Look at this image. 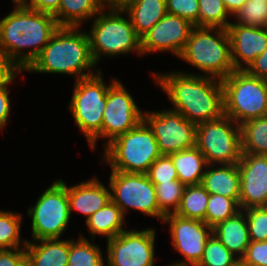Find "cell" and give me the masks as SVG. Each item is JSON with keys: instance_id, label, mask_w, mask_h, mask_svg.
I'll use <instances>...</instances> for the list:
<instances>
[{"instance_id": "1", "label": "cell", "mask_w": 267, "mask_h": 266, "mask_svg": "<svg viewBox=\"0 0 267 266\" xmlns=\"http://www.w3.org/2000/svg\"><path fill=\"white\" fill-rule=\"evenodd\" d=\"M152 73V74H151ZM156 86L168 96L171 109L196 125L224 114L222 81L181 70L150 72Z\"/></svg>"}, {"instance_id": "2", "label": "cell", "mask_w": 267, "mask_h": 266, "mask_svg": "<svg viewBox=\"0 0 267 266\" xmlns=\"http://www.w3.org/2000/svg\"><path fill=\"white\" fill-rule=\"evenodd\" d=\"M12 4L13 10L0 19V51L25 71L60 26L51 13L28 9L18 1Z\"/></svg>"}, {"instance_id": "3", "label": "cell", "mask_w": 267, "mask_h": 266, "mask_svg": "<svg viewBox=\"0 0 267 266\" xmlns=\"http://www.w3.org/2000/svg\"><path fill=\"white\" fill-rule=\"evenodd\" d=\"M85 28L59 27L37 58L24 71L36 74L74 76V80L96 74L90 40Z\"/></svg>"}, {"instance_id": "4", "label": "cell", "mask_w": 267, "mask_h": 266, "mask_svg": "<svg viewBox=\"0 0 267 266\" xmlns=\"http://www.w3.org/2000/svg\"><path fill=\"white\" fill-rule=\"evenodd\" d=\"M87 31L90 51L98 66L102 57L116 58L130 53L143 57L141 38L122 8L104 7L90 22Z\"/></svg>"}, {"instance_id": "5", "label": "cell", "mask_w": 267, "mask_h": 266, "mask_svg": "<svg viewBox=\"0 0 267 266\" xmlns=\"http://www.w3.org/2000/svg\"><path fill=\"white\" fill-rule=\"evenodd\" d=\"M178 58L198 69V73L189 74L222 80L235 71L229 35L224 28L194 26Z\"/></svg>"}, {"instance_id": "6", "label": "cell", "mask_w": 267, "mask_h": 266, "mask_svg": "<svg viewBox=\"0 0 267 266\" xmlns=\"http://www.w3.org/2000/svg\"><path fill=\"white\" fill-rule=\"evenodd\" d=\"M74 81L68 109L73 116L76 127L87 140L91 151H95L99 139L103 113L105 111L109 86L117 79L105 83L103 71Z\"/></svg>"}, {"instance_id": "7", "label": "cell", "mask_w": 267, "mask_h": 266, "mask_svg": "<svg viewBox=\"0 0 267 266\" xmlns=\"http://www.w3.org/2000/svg\"><path fill=\"white\" fill-rule=\"evenodd\" d=\"M101 153L100 163L109 165L110 170L142 174L162 155L152 130L143 120L114 139Z\"/></svg>"}, {"instance_id": "8", "label": "cell", "mask_w": 267, "mask_h": 266, "mask_svg": "<svg viewBox=\"0 0 267 266\" xmlns=\"http://www.w3.org/2000/svg\"><path fill=\"white\" fill-rule=\"evenodd\" d=\"M224 114L241 125L267 116V80L235 70L222 79Z\"/></svg>"}, {"instance_id": "9", "label": "cell", "mask_w": 267, "mask_h": 266, "mask_svg": "<svg viewBox=\"0 0 267 266\" xmlns=\"http://www.w3.org/2000/svg\"><path fill=\"white\" fill-rule=\"evenodd\" d=\"M27 208L31 220V240L61 238L71 223L67 184L57 178Z\"/></svg>"}, {"instance_id": "10", "label": "cell", "mask_w": 267, "mask_h": 266, "mask_svg": "<svg viewBox=\"0 0 267 266\" xmlns=\"http://www.w3.org/2000/svg\"><path fill=\"white\" fill-rule=\"evenodd\" d=\"M207 165L238 164L242 155L240 125L223 114L197 124L196 145Z\"/></svg>"}, {"instance_id": "11", "label": "cell", "mask_w": 267, "mask_h": 266, "mask_svg": "<svg viewBox=\"0 0 267 266\" xmlns=\"http://www.w3.org/2000/svg\"><path fill=\"white\" fill-rule=\"evenodd\" d=\"M111 200L127 217L130 210H136L143 215L163 221L157 204L155 186L147 174L127 173L111 170L108 177Z\"/></svg>"}, {"instance_id": "12", "label": "cell", "mask_w": 267, "mask_h": 266, "mask_svg": "<svg viewBox=\"0 0 267 266\" xmlns=\"http://www.w3.org/2000/svg\"><path fill=\"white\" fill-rule=\"evenodd\" d=\"M143 121L152 130L162 155H170L196 145L197 125L170 107L160 111H143Z\"/></svg>"}, {"instance_id": "13", "label": "cell", "mask_w": 267, "mask_h": 266, "mask_svg": "<svg viewBox=\"0 0 267 266\" xmlns=\"http://www.w3.org/2000/svg\"><path fill=\"white\" fill-rule=\"evenodd\" d=\"M156 230L128 229L106 240V266H155Z\"/></svg>"}, {"instance_id": "14", "label": "cell", "mask_w": 267, "mask_h": 266, "mask_svg": "<svg viewBox=\"0 0 267 266\" xmlns=\"http://www.w3.org/2000/svg\"><path fill=\"white\" fill-rule=\"evenodd\" d=\"M130 93L118 78L109 86L101 128L103 149L143 120L144 109Z\"/></svg>"}, {"instance_id": "15", "label": "cell", "mask_w": 267, "mask_h": 266, "mask_svg": "<svg viewBox=\"0 0 267 266\" xmlns=\"http://www.w3.org/2000/svg\"><path fill=\"white\" fill-rule=\"evenodd\" d=\"M169 230L171 247L182 257L171 264L179 266H196L205 250L212 228L205 222L180 217L176 214L166 215L162 221Z\"/></svg>"}, {"instance_id": "16", "label": "cell", "mask_w": 267, "mask_h": 266, "mask_svg": "<svg viewBox=\"0 0 267 266\" xmlns=\"http://www.w3.org/2000/svg\"><path fill=\"white\" fill-rule=\"evenodd\" d=\"M189 21L182 17L166 13L148 32L141 37L143 57L155 53L169 52L179 57L193 29Z\"/></svg>"}, {"instance_id": "17", "label": "cell", "mask_w": 267, "mask_h": 266, "mask_svg": "<svg viewBox=\"0 0 267 266\" xmlns=\"http://www.w3.org/2000/svg\"><path fill=\"white\" fill-rule=\"evenodd\" d=\"M237 166L240 174V209L267 206V156L242 153Z\"/></svg>"}, {"instance_id": "18", "label": "cell", "mask_w": 267, "mask_h": 266, "mask_svg": "<svg viewBox=\"0 0 267 266\" xmlns=\"http://www.w3.org/2000/svg\"><path fill=\"white\" fill-rule=\"evenodd\" d=\"M231 60L235 70H246L267 47L265 28L229 24Z\"/></svg>"}, {"instance_id": "19", "label": "cell", "mask_w": 267, "mask_h": 266, "mask_svg": "<svg viewBox=\"0 0 267 266\" xmlns=\"http://www.w3.org/2000/svg\"><path fill=\"white\" fill-rule=\"evenodd\" d=\"M67 196L71 218L72 213L79 212L86 217L85 221L111 201L109 184L106 187L95 175L75 185H67Z\"/></svg>"}, {"instance_id": "20", "label": "cell", "mask_w": 267, "mask_h": 266, "mask_svg": "<svg viewBox=\"0 0 267 266\" xmlns=\"http://www.w3.org/2000/svg\"><path fill=\"white\" fill-rule=\"evenodd\" d=\"M25 250L29 266H67L69 238L27 241Z\"/></svg>"}, {"instance_id": "21", "label": "cell", "mask_w": 267, "mask_h": 266, "mask_svg": "<svg viewBox=\"0 0 267 266\" xmlns=\"http://www.w3.org/2000/svg\"><path fill=\"white\" fill-rule=\"evenodd\" d=\"M201 185L209 194L234 198L239 203L240 174L237 164L207 165Z\"/></svg>"}, {"instance_id": "22", "label": "cell", "mask_w": 267, "mask_h": 266, "mask_svg": "<svg viewBox=\"0 0 267 266\" xmlns=\"http://www.w3.org/2000/svg\"><path fill=\"white\" fill-rule=\"evenodd\" d=\"M212 234L237 258L245 255L250 239L247 218L242 210L213 227Z\"/></svg>"}, {"instance_id": "23", "label": "cell", "mask_w": 267, "mask_h": 266, "mask_svg": "<svg viewBox=\"0 0 267 266\" xmlns=\"http://www.w3.org/2000/svg\"><path fill=\"white\" fill-rule=\"evenodd\" d=\"M125 218L121 209L111 200L93 213L85 221V225L92 240L96 239V235L108 240L127 230L124 227L128 223Z\"/></svg>"}, {"instance_id": "24", "label": "cell", "mask_w": 267, "mask_h": 266, "mask_svg": "<svg viewBox=\"0 0 267 266\" xmlns=\"http://www.w3.org/2000/svg\"><path fill=\"white\" fill-rule=\"evenodd\" d=\"M104 7L103 0H61L53 15L60 27H82Z\"/></svg>"}, {"instance_id": "25", "label": "cell", "mask_w": 267, "mask_h": 266, "mask_svg": "<svg viewBox=\"0 0 267 266\" xmlns=\"http://www.w3.org/2000/svg\"><path fill=\"white\" fill-rule=\"evenodd\" d=\"M122 9L140 38L167 13L166 0H134Z\"/></svg>"}, {"instance_id": "26", "label": "cell", "mask_w": 267, "mask_h": 266, "mask_svg": "<svg viewBox=\"0 0 267 266\" xmlns=\"http://www.w3.org/2000/svg\"><path fill=\"white\" fill-rule=\"evenodd\" d=\"M176 168L178 179L185 186L201 184L207 162L195 146L169 155Z\"/></svg>"}, {"instance_id": "27", "label": "cell", "mask_w": 267, "mask_h": 266, "mask_svg": "<svg viewBox=\"0 0 267 266\" xmlns=\"http://www.w3.org/2000/svg\"><path fill=\"white\" fill-rule=\"evenodd\" d=\"M79 234L77 240L69 238V256L67 266H106L105 255L97 243Z\"/></svg>"}, {"instance_id": "28", "label": "cell", "mask_w": 267, "mask_h": 266, "mask_svg": "<svg viewBox=\"0 0 267 266\" xmlns=\"http://www.w3.org/2000/svg\"><path fill=\"white\" fill-rule=\"evenodd\" d=\"M240 131L242 153L267 156V116L245 121Z\"/></svg>"}, {"instance_id": "29", "label": "cell", "mask_w": 267, "mask_h": 266, "mask_svg": "<svg viewBox=\"0 0 267 266\" xmlns=\"http://www.w3.org/2000/svg\"><path fill=\"white\" fill-rule=\"evenodd\" d=\"M210 194L201 185L185 186L176 215L205 222V215Z\"/></svg>"}, {"instance_id": "30", "label": "cell", "mask_w": 267, "mask_h": 266, "mask_svg": "<svg viewBox=\"0 0 267 266\" xmlns=\"http://www.w3.org/2000/svg\"><path fill=\"white\" fill-rule=\"evenodd\" d=\"M22 213L0 209V250L25 248L27 238L21 236Z\"/></svg>"}, {"instance_id": "31", "label": "cell", "mask_w": 267, "mask_h": 266, "mask_svg": "<svg viewBox=\"0 0 267 266\" xmlns=\"http://www.w3.org/2000/svg\"><path fill=\"white\" fill-rule=\"evenodd\" d=\"M199 23L197 27H218L227 29L232 16L226 9L223 0H198ZM230 19V20H228Z\"/></svg>"}, {"instance_id": "32", "label": "cell", "mask_w": 267, "mask_h": 266, "mask_svg": "<svg viewBox=\"0 0 267 266\" xmlns=\"http://www.w3.org/2000/svg\"><path fill=\"white\" fill-rule=\"evenodd\" d=\"M239 203L234 198H227L219 194H210L207 204L205 223L213 228L240 212Z\"/></svg>"}, {"instance_id": "33", "label": "cell", "mask_w": 267, "mask_h": 266, "mask_svg": "<svg viewBox=\"0 0 267 266\" xmlns=\"http://www.w3.org/2000/svg\"><path fill=\"white\" fill-rule=\"evenodd\" d=\"M153 184L160 213L164 217L169 214H175L179 208L185 185L179 179Z\"/></svg>"}, {"instance_id": "34", "label": "cell", "mask_w": 267, "mask_h": 266, "mask_svg": "<svg viewBox=\"0 0 267 266\" xmlns=\"http://www.w3.org/2000/svg\"><path fill=\"white\" fill-rule=\"evenodd\" d=\"M240 259L231 253L214 235L207 239L203 255L196 266H239Z\"/></svg>"}, {"instance_id": "35", "label": "cell", "mask_w": 267, "mask_h": 266, "mask_svg": "<svg viewBox=\"0 0 267 266\" xmlns=\"http://www.w3.org/2000/svg\"><path fill=\"white\" fill-rule=\"evenodd\" d=\"M230 24L265 28L267 23V1L248 0L241 9L232 16Z\"/></svg>"}, {"instance_id": "36", "label": "cell", "mask_w": 267, "mask_h": 266, "mask_svg": "<svg viewBox=\"0 0 267 266\" xmlns=\"http://www.w3.org/2000/svg\"><path fill=\"white\" fill-rule=\"evenodd\" d=\"M247 218L250 241L267 240V206L241 209Z\"/></svg>"}, {"instance_id": "37", "label": "cell", "mask_w": 267, "mask_h": 266, "mask_svg": "<svg viewBox=\"0 0 267 266\" xmlns=\"http://www.w3.org/2000/svg\"><path fill=\"white\" fill-rule=\"evenodd\" d=\"M152 183H162L177 180L176 168L169 155H161L149 167L146 173Z\"/></svg>"}, {"instance_id": "38", "label": "cell", "mask_w": 267, "mask_h": 266, "mask_svg": "<svg viewBox=\"0 0 267 266\" xmlns=\"http://www.w3.org/2000/svg\"><path fill=\"white\" fill-rule=\"evenodd\" d=\"M167 13L176 15L196 26L199 23L198 0H166Z\"/></svg>"}, {"instance_id": "39", "label": "cell", "mask_w": 267, "mask_h": 266, "mask_svg": "<svg viewBox=\"0 0 267 266\" xmlns=\"http://www.w3.org/2000/svg\"><path fill=\"white\" fill-rule=\"evenodd\" d=\"M241 266H267V240L250 241L245 255L240 259Z\"/></svg>"}, {"instance_id": "40", "label": "cell", "mask_w": 267, "mask_h": 266, "mask_svg": "<svg viewBox=\"0 0 267 266\" xmlns=\"http://www.w3.org/2000/svg\"><path fill=\"white\" fill-rule=\"evenodd\" d=\"M23 72L11 58L0 51V87L9 86L13 82L15 83L17 76L20 77Z\"/></svg>"}, {"instance_id": "41", "label": "cell", "mask_w": 267, "mask_h": 266, "mask_svg": "<svg viewBox=\"0 0 267 266\" xmlns=\"http://www.w3.org/2000/svg\"><path fill=\"white\" fill-rule=\"evenodd\" d=\"M26 264L25 248L0 250V266H24Z\"/></svg>"}, {"instance_id": "42", "label": "cell", "mask_w": 267, "mask_h": 266, "mask_svg": "<svg viewBox=\"0 0 267 266\" xmlns=\"http://www.w3.org/2000/svg\"><path fill=\"white\" fill-rule=\"evenodd\" d=\"M9 86L0 87V131L8 125L11 115V97Z\"/></svg>"}, {"instance_id": "43", "label": "cell", "mask_w": 267, "mask_h": 266, "mask_svg": "<svg viewBox=\"0 0 267 266\" xmlns=\"http://www.w3.org/2000/svg\"><path fill=\"white\" fill-rule=\"evenodd\" d=\"M18 2L28 9L54 14L61 0H18Z\"/></svg>"}, {"instance_id": "44", "label": "cell", "mask_w": 267, "mask_h": 266, "mask_svg": "<svg viewBox=\"0 0 267 266\" xmlns=\"http://www.w3.org/2000/svg\"><path fill=\"white\" fill-rule=\"evenodd\" d=\"M245 71L253 77L267 80V47Z\"/></svg>"}, {"instance_id": "45", "label": "cell", "mask_w": 267, "mask_h": 266, "mask_svg": "<svg viewBox=\"0 0 267 266\" xmlns=\"http://www.w3.org/2000/svg\"><path fill=\"white\" fill-rule=\"evenodd\" d=\"M248 0H223L229 14L233 16Z\"/></svg>"}, {"instance_id": "46", "label": "cell", "mask_w": 267, "mask_h": 266, "mask_svg": "<svg viewBox=\"0 0 267 266\" xmlns=\"http://www.w3.org/2000/svg\"><path fill=\"white\" fill-rule=\"evenodd\" d=\"M106 7L123 8L134 0H103Z\"/></svg>"}, {"instance_id": "47", "label": "cell", "mask_w": 267, "mask_h": 266, "mask_svg": "<svg viewBox=\"0 0 267 266\" xmlns=\"http://www.w3.org/2000/svg\"><path fill=\"white\" fill-rule=\"evenodd\" d=\"M167 266H179V265H174V264H171V263H170V264H169V265H167Z\"/></svg>"}]
</instances>
